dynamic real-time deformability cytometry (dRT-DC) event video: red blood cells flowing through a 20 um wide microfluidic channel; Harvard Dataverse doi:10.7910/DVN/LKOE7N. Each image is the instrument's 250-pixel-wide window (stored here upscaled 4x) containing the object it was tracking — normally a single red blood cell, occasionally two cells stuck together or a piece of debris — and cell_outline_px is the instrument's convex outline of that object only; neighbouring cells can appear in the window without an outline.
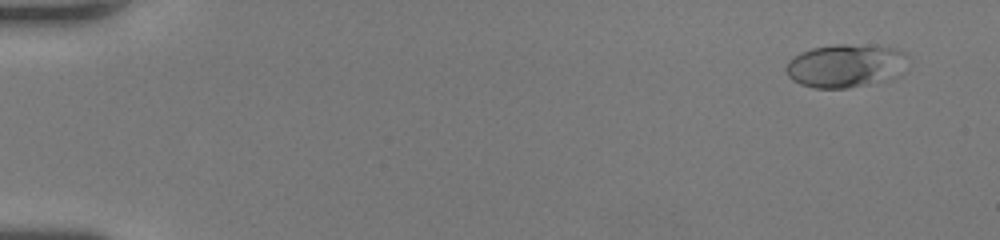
{"species": "human", "species_latin": "Homo sapiens", "temperature_condition": "room temperature", "stored_images_in_passage": 64, "camera_frame_rate_fps": 3000, "um_per_image_px": 0.085, "donor": {"sex": "female"}, "frame": {"image": 1, "passage_image": 5, "time_ms": 1.333, "image_size_px": [1000, 240], "cell_outline_px": [[908, 72], [900, 76], [868, 84], [848, 88], [812, 88], [800, 84], [792, 80], [788, 76], [784, 68], [788, 60], [800, 52], [812, 48], [832, 44], [844, 44], [896, 48], [908, 52]], "centroid_in_image_um": [71.93, 5.59], "position_along_channel_um": 13.1, "area_um2": 31.5}}
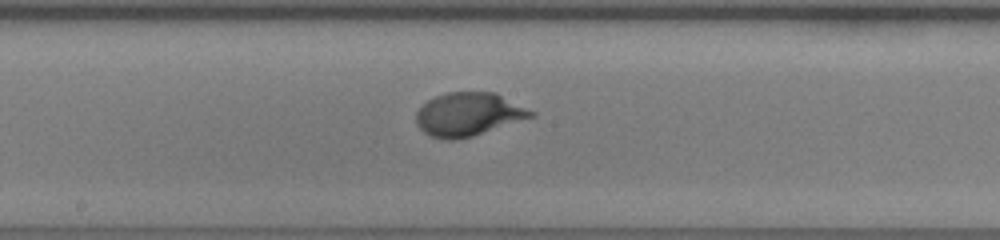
{"frame": {"image": 2, "passage_image": 36, "time_ms": 11.667, "image_size_px": [1000, 240], "cell_outline_px": [[536, 116], [472, 136], [456, 140], [444, 140], [428, 136], [416, 124], [416, 112], [428, 100], [436, 96], [448, 92], [496, 92], [536, 112]], "centroid_in_image_um": [39.83, 9.72], "position_along_channel_um": 208.4, "area_um2": 29.19}}
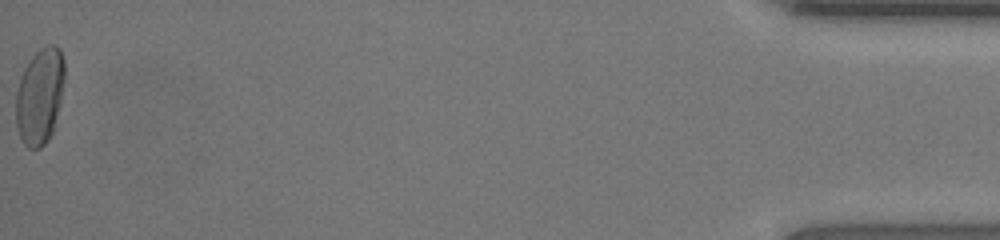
{"frame": {"image": 3, "passage_image": 64, "time_ms": 21.0, "image_size_px": [1000, 240], "cell_outline_px": [[64, 80], [60, 104], [52, 132], [48, 140], [40, 148], [28, 148], [24, 144], [20, 136], [16, 124], [16, 92], [20, 76], [24, 68], [32, 56], [40, 48], [48, 44], [56, 44], [60, 48], [64, 60]], "centroid_in_image_um": [3.38, 8.14], "position_along_channel_um": 431.8, "area_um2": 27.4}}